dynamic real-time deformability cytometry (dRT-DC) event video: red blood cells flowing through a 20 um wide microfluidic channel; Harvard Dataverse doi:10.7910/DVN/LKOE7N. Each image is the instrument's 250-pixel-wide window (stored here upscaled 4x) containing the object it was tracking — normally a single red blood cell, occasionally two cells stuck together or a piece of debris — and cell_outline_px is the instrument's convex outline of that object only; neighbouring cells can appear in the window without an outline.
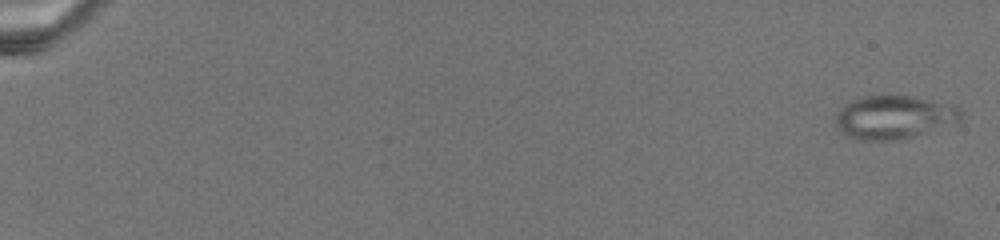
{"species": "common noctule bat (a hibernating species)", "species_latin": "Nyctalus noctula", "temperature_condition": "warm", "stored_images_in_passage": 79, "camera_frame_rate_fps": 3000, "um_per_image_px": 0.085, "animal": {"sex": "female", "body_mass_g": 19.5, "forearm_length_mm": 54.1}, "frame": {"image": 1, "passage_image": 2, "time_ms": 0.333, "image_size_px": [1000, 240], "cell_outline_px": [[960, 124], [912, 136], [892, 140], [856, 140], [840, 132], [832, 120], [836, 112], [844, 104], [852, 100], [864, 96], [908, 96], [960, 108]], "centroid_in_image_um": [75.91, 9.99], "position_along_channel_um": 9.1, "area_um2": 31.62}}
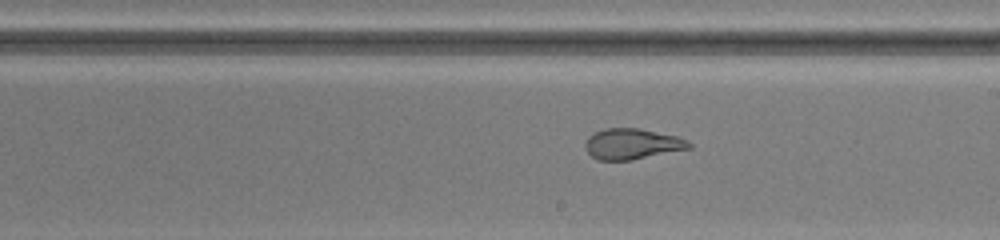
{"frame": {"image": 2, "passage_image": 49, "time_ms": 16.0, "image_size_px": [1000, 240], "cell_outline_px": [[692, 148], [632, 160], [596, 160], [584, 148], [584, 144], [588, 136], [604, 128], [640, 128], [676, 136], [688, 140], [692, 144]], "centroid_in_image_um": [53.73, 12.24], "position_along_channel_um": 235.3, "area_um2": 18.73}}
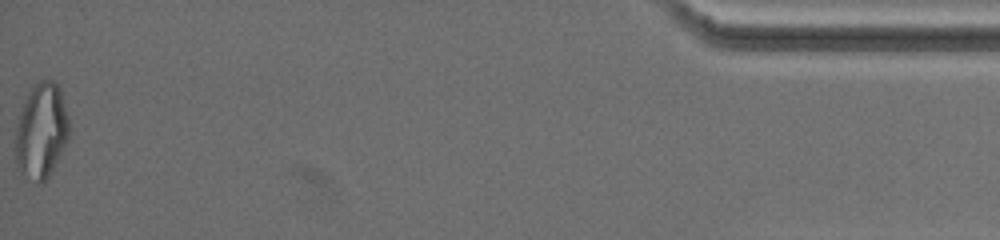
{"frame": {"image": 3, "passage_image": 79, "time_ms": 26.0, "image_size_px": [1000, 240], "cell_outline_px": [[68, 140], [52, 172], [44, 184], [40, 184], [24, 180], [20, 172], [16, 160], [16, 128], [20, 112], [32, 88], [40, 80], [52, 80], [60, 88], [68, 120]], "centroid_in_image_um": [3.51, 11.23], "position_along_channel_um": 431.7, "area_um2": 29.77}}